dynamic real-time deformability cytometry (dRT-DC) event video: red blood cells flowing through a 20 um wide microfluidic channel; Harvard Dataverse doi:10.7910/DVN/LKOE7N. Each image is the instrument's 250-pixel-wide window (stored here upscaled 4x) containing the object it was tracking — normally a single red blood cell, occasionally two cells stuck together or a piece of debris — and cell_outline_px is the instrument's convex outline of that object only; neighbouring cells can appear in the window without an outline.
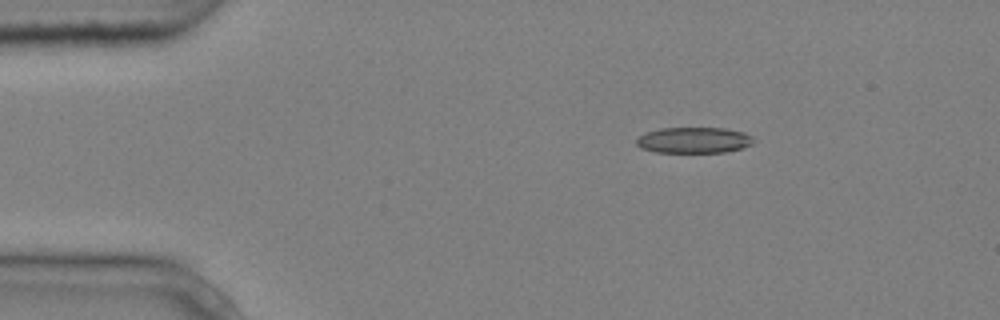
{"species": "common noctule bat (a hibernating species)", "species_latin": "Nyctalus noctula", "temperature_condition": "cold", "stored_images_in_passage": 4, "camera_frame_rate_fps": 3000, "um_per_image_px": 0.085, "animal": {"sex": "male", "body_mass_g": 20.4}, "frame": {"image": 1, "passage_image": 2, "time_ms": 0.333, "image_size_px": [1000, 320], "cell_outline_px": [[752, 144], [740, 148], [724, 152], [656, 152], [640, 148], [636, 144], [636, 136], [644, 132], [660, 128], [724, 128], [744, 132], [752, 136]], "centroid_in_image_um": [58.9, 11.9], "position_along_channel_um": 26.1, "area_um2": 17.74}}